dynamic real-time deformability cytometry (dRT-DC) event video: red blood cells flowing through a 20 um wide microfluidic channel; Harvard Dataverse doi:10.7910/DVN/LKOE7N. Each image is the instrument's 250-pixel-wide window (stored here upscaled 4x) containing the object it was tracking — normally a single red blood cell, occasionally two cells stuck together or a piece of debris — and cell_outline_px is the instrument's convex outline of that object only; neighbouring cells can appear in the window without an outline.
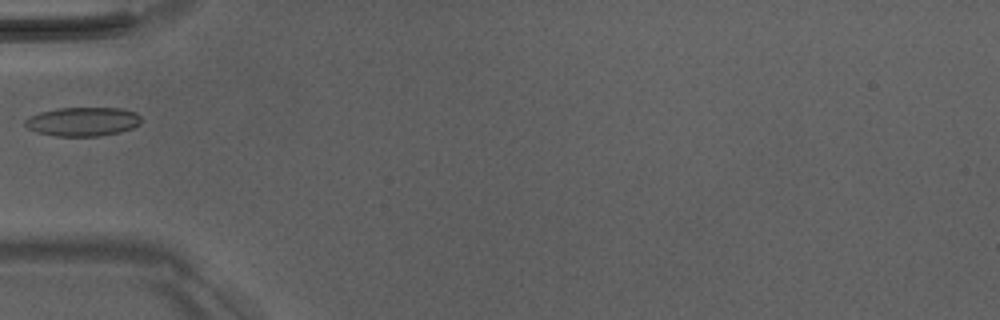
{"species": "Egyptian fruit bat (a non-hibernating species)", "species_latin": "Rousettus aegyptiacus", "temperature_condition": "room temperature", "stored_images_in_passage": 5, "camera_frame_rate_fps": 3000, "um_per_image_px": 0.085, "animal": {"sex": "male"}, "frame": {"image": 1, "passage_image": 4, "time_ms": 3.333, "image_size_px": [1000, 320], "cell_outline_px": [[140, 124], [132, 128], [120, 132], [100, 136], [56, 136], [36, 132], [28, 128], [24, 124], [24, 120], [40, 112], [60, 108], [120, 108], [136, 112], [140, 116]], "centroid_in_image_um": [7.05, 10.34], "position_along_channel_um": 78.0, "area_um2": 19.54}}